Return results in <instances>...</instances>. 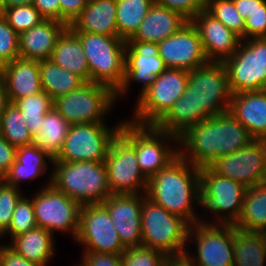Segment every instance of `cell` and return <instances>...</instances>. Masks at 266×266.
Returning a JSON list of instances; mask_svg holds the SVG:
<instances>
[{
  "label": "cell",
  "instance_id": "7",
  "mask_svg": "<svg viewBox=\"0 0 266 266\" xmlns=\"http://www.w3.org/2000/svg\"><path fill=\"white\" fill-rule=\"evenodd\" d=\"M119 134L135 149L141 172L147 179L179 155L178 137L154 125H137L125 119Z\"/></svg>",
  "mask_w": 266,
  "mask_h": 266
},
{
  "label": "cell",
  "instance_id": "24",
  "mask_svg": "<svg viewBox=\"0 0 266 266\" xmlns=\"http://www.w3.org/2000/svg\"><path fill=\"white\" fill-rule=\"evenodd\" d=\"M68 26L56 20H43L19 35V55L23 59H49L59 36Z\"/></svg>",
  "mask_w": 266,
  "mask_h": 266
},
{
  "label": "cell",
  "instance_id": "29",
  "mask_svg": "<svg viewBox=\"0 0 266 266\" xmlns=\"http://www.w3.org/2000/svg\"><path fill=\"white\" fill-rule=\"evenodd\" d=\"M49 59L77 74L85 82H90V72L81 41L69 27L59 36Z\"/></svg>",
  "mask_w": 266,
  "mask_h": 266
},
{
  "label": "cell",
  "instance_id": "3",
  "mask_svg": "<svg viewBox=\"0 0 266 266\" xmlns=\"http://www.w3.org/2000/svg\"><path fill=\"white\" fill-rule=\"evenodd\" d=\"M146 196L190 226L209 220L199 217L195 208L200 201V168L180 155L148 179Z\"/></svg>",
  "mask_w": 266,
  "mask_h": 266
},
{
  "label": "cell",
  "instance_id": "34",
  "mask_svg": "<svg viewBox=\"0 0 266 266\" xmlns=\"http://www.w3.org/2000/svg\"><path fill=\"white\" fill-rule=\"evenodd\" d=\"M154 0H117L118 36L127 41L138 30Z\"/></svg>",
  "mask_w": 266,
  "mask_h": 266
},
{
  "label": "cell",
  "instance_id": "5",
  "mask_svg": "<svg viewBox=\"0 0 266 266\" xmlns=\"http://www.w3.org/2000/svg\"><path fill=\"white\" fill-rule=\"evenodd\" d=\"M190 225L181 217L143 194L141 210L142 244L163 252L168 258H181L187 248Z\"/></svg>",
  "mask_w": 266,
  "mask_h": 266
},
{
  "label": "cell",
  "instance_id": "10",
  "mask_svg": "<svg viewBox=\"0 0 266 266\" xmlns=\"http://www.w3.org/2000/svg\"><path fill=\"white\" fill-rule=\"evenodd\" d=\"M125 120L113 128L107 123H82L70 125L63 146L53 161L105 162L113 140L120 133Z\"/></svg>",
  "mask_w": 266,
  "mask_h": 266
},
{
  "label": "cell",
  "instance_id": "37",
  "mask_svg": "<svg viewBox=\"0 0 266 266\" xmlns=\"http://www.w3.org/2000/svg\"><path fill=\"white\" fill-rule=\"evenodd\" d=\"M206 10L244 40L245 19L238 13L233 0H207Z\"/></svg>",
  "mask_w": 266,
  "mask_h": 266
},
{
  "label": "cell",
  "instance_id": "49",
  "mask_svg": "<svg viewBox=\"0 0 266 266\" xmlns=\"http://www.w3.org/2000/svg\"><path fill=\"white\" fill-rule=\"evenodd\" d=\"M0 253L2 257L3 266H39L20 256L13 249H11L8 244L0 245Z\"/></svg>",
  "mask_w": 266,
  "mask_h": 266
},
{
  "label": "cell",
  "instance_id": "48",
  "mask_svg": "<svg viewBox=\"0 0 266 266\" xmlns=\"http://www.w3.org/2000/svg\"><path fill=\"white\" fill-rule=\"evenodd\" d=\"M32 4L44 19L60 21L59 0H33Z\"/></svg>",
  "mask_w": 266,
  "mask_h": 266
},
{
  "label": "cell",
  "instance_id": "23",
  "mask_svg": "<svg viewBox=\"0 0 266 266\" xmlns=\"http://www.w3.org/2000/svg\"><path fill=\"white\" fill-rule=\"evenodd\" d=\"M228 111L253 139L266 140V90L233 94Z\"/></svg>",
  "mask_w": 266,
  "mask_h": 266
},
{
  "label": "cell",
  "instance_id": "14",
  "mask_svg": "<svg viewBox=\"0 0 266 266\" xmlns=\"http://www.w3.org/2000/svg\"><path fill=\"white\" fill-rule=\"evenodd\" d=\"M50 178L31 198L35 210L37 226L54 232L68 233L75 240L79 227V212L81 205L57 190L52 184V171Z\"/></svg>",
  "mask_w": 266,
  "mask_h": 266
},
{
  "label": "cell",
  "instance_id": "15",
  "mask_svg": "<svg viewBox=\"0 0 266 266\" xmlns=\"http://www.w3.org/2000/svg\"><path fill=\"white\" fill-rule=\"evenodd\" d=\"M105 167L112 194H146L148 179L141 172L136 151L120 134L110 146Z\"/></svg>",
  "mask_w": 266,
  "mask_h": 266
},
{
  "label": "cell",
  "instance_id": "54",
  "mask_svg": "<svg viewBox=\"0 0 266 266\" xmlns=\"http://www.w3.org/2000/svg\"><path fill=\"white\" fill-rule=\"evenodd\" d=\"M0 266H3V264H2V257H1V253H0Z\"/></svg>",
  "mask_w": 266,
  "mask_h": 266
},
{
  "label": "cell",
  "instance_id": "38",
  "mask_svg": "<svg viewBox=\"0 0 266 266\" xmlns=\"http://www.w3.org/2000/svg\"><path fill=\"white\" fill-rule=\"evenodd\" d=\"M36 227L38 226L35 219L32 198L30 196L29 199L27 196L23 195L16 203L8 230L0 238L9 234L12 239L13 237L26 233Z\"/></svg>",
  "mask_w": 266,
  "mask_h": 266
},
{
  "label": "cell",
  "instance_id": "19",
  "mask_svg": "<svg viewBox=\"0 0 266 266\" xmlns=\"http://www.w3.org/2000/svg\"><path fill=\"white\" fill-rule=\"evenodd\" d=\"M167 68L192 71L208 61L197 28L188 21L178 32L158 43Z\"/></svg>",
  "mask_w": 266,
  "mask_h": 266
},
{
  "label": "cell",
  "instance_id": "6",
  "mask_svg": "<svg viewBox=\"0 0 266 266\" xmlns=\"http://www.w3.org/2000/svg\"><path fill=\"white\" fill-rule=\"evenodd\" d=\"M80 39L87 59L90 81L112 88L124 83L126 41L88 32H74Z\"/></svg>",
  "mask_w": 266,
  "mask_h": 266
},
{
  "label": "cell",
  "instance_id": "26",
  "mask_svg": "<svg viewBox=\"0 0 266 266\" xmlns=\"http://www.w3.org/2000/svg\"><path fill=\"white\" fill-rule=\"evenodd\" d=\"M116 11L117 0H89L80 15L68 27L73 32L119 37Z\"/></svg>",
  "mask_w": 266,
  "mask_h": 266
},
{
  "label": "cell",
  "instance_id": "17",
  "mask_svg": "<svg viewBox=\"0 0 266 266\" xmlns=\"http://www.w3.org/2000/svg\"><path fill=\"white\" fill-rule=\"evenodd\" d=\"M208 167L246 188L264 183L266 140L253 139L234 153L216 158Z\"/></svg>",
  "mask_w": 266,
  "mask_h": 266
},
{
  "label": "cell",
  "instance_id": "41",
  "mask_svg": "<svg viewBox=\"0 0 266 266\" xmlns=\"http://www.w3.org/2000/svg\"><path fill=\"white\" fill-rule=\"evenodd\" d=\"M23 191L0 179V237L8 230L16 203Z\"/></svg>",
  "mask_w": 266,
  "mask_h": 266
},
{
  "label": "cell",
  "instance_id": "35",
  "mask_svg": "<svg viewBox=\"0 0 266 266\" xmlns=\"http://www.w3.org/2000/svg\"><path fill=\"white\" fill-rule=\"evenodd\" d=\"M13 104L20 109L28 131L34 136L42 129L41 123L45 114L52 109L53 100L46 92L42 91L35 95L17 99Z\"/></svg>",
  "mask_w": 266,
  "mask_h": 266
},
{
  "label": "cell",
  "instance_id": "13",
  "mask_svg": "<svg viewBox=\"0 0 266 266\" xmlns=\"http://www.w3.org/2000/svg\"><path fill=\"white\" fill-rule=\"evenodd\" d=\"M192 237L195 238L192 242L195 244L196 252H189L186 248L183 256L190 264L233 266V225L198 222L189 228L188 243Z\"/></svg>",
  "mask_w": 266,
  "mask_h": 266
},
{
  "label": "cell",
  "instance_id": "51",
  "mask_svg": "<svg viewBox=\"0 0 266 266\" xmlns=\"http://www.w3.org/2000/svg\"><path fill=\"white\" fill-rule=\"evenodd\" d=\"M10 104L4 81L0 78V123L5 108Z\"/></svg>",
  "mask_w": 266,
  "mask_h": 266
},
{
  "label": "cell",
  "instance_id": "39",
  "mask_svg": "<svg viewBox=\"0 0 266 266\" xmlns=\"http://www.w3.org/2000/svg\"><path fill=\"white\" fill-rule=\"evenodd\" d=\"M2 16L18 35L45 20L32 3L4 8Z\"/></svg>",
  "mask_w": 266,
  "mask_h": 266
},
{
  "label": "cell",
  "instance_id": "22",
  "mask_svg": "<svg viewBox=\"0 0 266 266\" xmlns=\"http://www.w3.org/2000/svg\"><path fill=\"white\" fill-rule=\"evenodd\" d=\"M0 78L5 83L10 103L43 91L39 60L19 57L0 67Z\"/></svg>",
  "mask_w": 266,
  "mask_h": 266
},
{
  "label": "cell",
  "instance_id": "44",
  "mask_svg": "<svg viewBox=\"0 0 266 266\" xmlns=\"http://www.w3.org/2000/svg\"><path fill=\"white\" fill-rule=\"evenodd\" d=\"M266 37V2L262 10H255L246 20L244 28V40Z\"/></svg>",
  "mask_w": 266,
  "mask_h": 266
},
{
  "label": "cell",
  "instance_id": "12",
  "mask_svg": "<svg viewBox=\"0 0 266 266\" xmlns=\"http://www.w3.org/2000/svg\"><path fill=\"white\" fill-rule=\"evenodd\" d=\"M223 63L233 94L266 90V37L241 40Z\"/></svg>",
  "mask_w": 266,
  "mask_h": 266
},
{
  "label": "cell",
  "instance_id": "1",
  "mask_svg": "<svg viewBox=\"0 0 266 266\" xmlns=\"http://www.w3.org/2000/svg\"><path fill=\"white\" fill-rule=\"evenodd\" d=\"M232 95L224 63L209 61L189 72L183 95L154 126L179 137L189 127L227 112Z\"/></svg>",
  "mask_w": 266,
  "mask_h": 266
},
{
  "label": "cell",
  "instance_id": "27",
  "mask_svg": "<svg viewBox=\"0 0 266 266\" xmlns=\"http://www.w3.org/2000/svg\"><path fill=\"white\" fill-rule=\"evenodd\" d=\"M53 160L52 157L34 144L18 147L15 161L2 180L21 189L19 184L22 181L26 179L35 180L38 176L44 175L48 171L47 163L52 164Z\"/></svg>",
  "mask_w": 266,
  "mask_h": 266
},
{
  "label": "cell",
  "instance_id": "45",
  "mask_svg": "<svg viewBox=\"0 0 266 266\" xmlns=\"http://www.w3.org/2000/svg\"><path fill=\"white\" fill-rule=\"evenodd\" d=\"M79 266H122L121 254L83 252Z\"/></svg>",
  "mask_w": 266,
  "mask_h": 266
},
{
  "label": "cell",
  "instance_id": "28",
  "mask_svg": "<svg viewBox=\"0 0 266 266\" xmlns=\"http://www.w3.org/2000/svg\"><path fill=\"white\" fill-rule=\"evenodd\" d=\"M53 237L46 229L36 227L10 239L8 246L28 261L39 266H48L56 251Z\"/></svg>",
  "mask_w": 266,
  "mask_h": 266
},
{
  "label": "cell",
  "instance_id": "31",
  "mask_svg": "<svg viewBox=\"0 0 266 266\" xmlns=\"http://www.w3.org/2000/svg\"><path fill=\"white\" fill-rule=\"evenodd\" d=\"M234 226L244 231L266 233V184L246 189L242 211Z\"/></svg>",
  "mask_w": 266,
  "mask_h": 266
},
{
  "label": "cell",
  "instance_id": "30",
  "mask_svg": "<svg viewBox=\"0 0 266 266\" xmlns=\"http://www.w3.org/2000/svg\"><path fill=\"white\" fill-rule=\"evenodd\" d=\"M233 266H265L266 233L249 232L233 225Z\"/></svg>",
  "mask_w": 266,
  "mask_h": 266
},
{
  "label": "cell",
  "instance_id": "33",
  "mask_svg": "<svg viewBox=\"0 0 266 266\" xmlns=\"http://www.w3.org/2000/svg\"><path fill=\"white\" fill-rule=\"evenodd\" d=\"M42 129L33 136V144L55 159L65 140L70 124L54 108L45 114Z\"/></svg>",
  "mask_w": 266,
  "mask_h": 266
},
{
  "label": "cell",
  "instance_id": "2",
  "mask_svg": "<svg viewBox=\"0 0 266 266\" xmlns=\"http://www.w3.org/2000/svg\"><path fill=\"white\" fill-rule=\"evenodd\" d=\"M251 140L247 129L227 111L189 127L178 137V149L185 161L201 168L240 150Z\"/></svg>",
  "mask_w": 266,
  "mask_h": 266
},
{
  "label": "cell",
  "instance_id": "8",
  "mask_svg": "<svg viewBox=\"0 0 266 266\" xmlns=\"http://www.w3.org/2000/svg\"><path fill=\"white\" fill-rule=\"evenodd\" d=\"M116 100V92L112 88L90 81L55 99L53 107L70 125L104 123Z\"/></svg>",
  "mask_w": 266,
  "mask_h": 266
},
{
  "label": "cell",
  "instance_id": "43",
  "mask_svg": "<svg viewBox=\"0 0 266 266\" xmlns=\"http://www.w3.org/2000/svg\"><path fill=\"white\" fill-rule=\"evenodd\" d=\"M154 2L180 13L190 21L200 11L206 9L207 0H154Z\"/></svg>",
  "mask_w": 266,
  "mask_h": 266
},
{
  "label": "cell",
  "instance_id": "21",
  "mask_svg": "<svg viewBox=\"0 0 266 266\" xmlns=\"http://www.w3.org/2000/svg\"><path fill=\"white\" fill-rule=\"evenodd\" d=\"M190 21L198 30L208 61L223 62L237 50L241 38L206 9Z\"/></svg>",
  "mask_w": 266,
  "mask_h": 266
},
{
  "label": "cell",
  "instance_id": "40",
  "mask_svg": "<svg viewBox=\"0 0 266 266\" xmlns=\"http://www.w3.org/2000/svg\"><path fill=\"white\" fill-rule=\"evenodd\" d=\"M168 259L163 252L143 245L126 248L121 254L122 266H165Z\"/></svg>",
  "mask_w": 266,
  "mask_h": 266
},
{
  "label": "cell",
  "instance_id": "11",
  "mask_svg": "<svg viewBox=\"0 0 266 266\" xmlns=\"http://www.w3.org/2000/svg\"><path fill=\"white\" fill-rule=\"evenodd\" d=\"M189 71L167 68L140 96L134 105L130 122L137 125H155L183 95Z\"/></svg>",
  "mask_w": 266,
  "mask_h": 266
},
{
  "label": "cell",
  "instance_id": "18",
  "mask_svg": "<svg viewBox=\"0 0 266 266\" xmlns=\"http://www.w3.org/2000/svg\"><path fill=\"white\" fill-rule=\"evenodd\" d=\"M167 69L159 54L158 43L127 40L125 49V77L124 83L116 92V99L127 95L131 82L140 83L141 95ZM143 84V85H142Z\"/></svg>",
  "mask_w": 266,
  "mask_h": 266
},
{
  "label": "cell",
  "instance_id": "52",
  "mask_svg": "<svg viewBox=\"0 0 266 266\" xmlns=\"http://www.w3.org/2000/svg\"><path fill=\"white\" fill-rule=\"evenodd\" d=\"M33 0H4L5 8L31 4Z\"/></svg>",
  "mask_w": 266,
  "mask_h": 266
},
{
  "label": "cell",
  "instance_id": "47",
  "mask_svg": "<svg viewBox=\"0 0 266 266\" xmlns=\"http://www.w3.org/2000/svg\"><path fill=\"white\" fill-rule=\"evenodd\" d=\"M17 148L0 134V179L8 172L16 158Z\"/></svg>",
  "mask_w": 266,
  "mask_h": 266
},
{
  "label": "cell",
  "instance_id": "20",
  "mask_svg": "<svg viewBox=\"0 0 266 266\" xmlns=\"http://www.w3.org/2000/svg\"><path fill=\"white\" fill-rule=\"evenodd\" d=\"M142 200L143 194H112L101 203L107 209L125 248L142 244Z\"/></svg>",
  "mask_w": 266,
  "mask_h": 266
},
{
  "label": "cell",
  "instance_id": "16",
  "mask_svg": "<svg viewBox=\"0 0 266 266\" xmlns=\"http://www.w3.org/2000/svg\"><path fill=\"white\" fill-rule=\"evenodd\" d=\"M75 242L84 245V252L122 254L126 250L102 204L81 205Z\"/></svg>",
  "mask_w": 266,
  "mask_h": 266
},
{
  "label": "cell",
  "instance_id": "4",
  "mask_svg": "<svg viewBox=\"0 0 266 266\" xmlns=\"http://www.w3.org/2000/svg\"><path fill=\"white\" fill-rule=\"evenodd\" d=\"M51 184L80 205L101 204L112 195L105 162L53 161Z\"/></svg>",
  "mask_w": 266,
  "mask_h": 266
},
{
  "label": "cell",
  "instance_id": "9",
  "mask_svg": "<svg viewBox=\"0 0 266 266\" xmlns=\"http://www.w3.org/2000/svg\"><path fill=\"white\" fill-rule=\"evenodd\" d=\"M246 187L213 172L208 166L200 168V201L204 210L213 213L210 224L234 225L242 211Z\"/></svg>",
  "mask_w": 266,
  "mask_h": 266
},
{
  "label": "cell",
  "instance_id": "36",
  "mask_svg": "<svg viewBox=\"0 0 266 266\" xmlns=\"http://www.w3.org/2000/svg\"><path fill=\"white\" fill-rule=\"evenodd\" d=\"M0 134L14 147L33 144V136L28 131L20 109L10 103L1 116Z\"/></svg>",
  "mask_w": 266,
  "mask_h": 266
},
{
  "label": "cell",
  "instance_id": "32",
  "mask_svg": "<svg viewBox=\"0 0 266 266\" xmlns=\"http://www.w3.org/2000/svg\"><path fill=\"white\" fill-rule=\"evenodd\" d=\"M40 79L43 91L54 101L78 89L85 81L77 74L55 64L50 59L39 60Z\"/></svg>",
  "mask_w": 266,
  "mask_h": 266
},
{
  "label": "cell",
  "instance_id": "46",
  "mask_svg": "<svg viewBox=\"0 0 266 266\" xmlns=\"http://www.w3.org/2000/svg\"><path fill=\"white\" fill-rule=\"evenodd\" d=\"M89 0H59L60 22L70 26L86 7Z\"/></svg>",
  "mask_w": 266,
  "mask_h": 266
},
{
  "label": "cell",
  "instance_id": "42",
  "mask_svg": "<svg viewBox=\"0 0 266 266\" xmlns=\"http://www.w3.org/2000/svg\"><path fill=\"white\" fill-rule=\"evenodd\" d=\"M19 57V35L0 15V67Z\"/></svg>",
  "mask_w": 266,
  "mask_h": 266
},
{
  "label": "cell",
  "instance_id": "25",
  "mask_svg": "<svg viewBox=\"0 0 266 266\" xmlns=\"http://www.w3.org/2000/svg\"><path fill=\"white\" fill-rule=\"evenodd\" d=\"M188 21L180 13L154 2L138 30L128 40L159 43L178 32Z\"/></svg>",
  "mask_w": 266,
  "mask_h": 266
},
{
  "label": "cell",
  "instance_id": "50",
  "mask_svg": "<svg viewBox=\"0 0 266 266\" xmlns=\"http://www.w3.org/2000/svg\"><path fill=\"white\" fill-rule=\"evenodd\" d=\"M266 0H233L238 13L246 20L255 10H262Z\"/></svg>",
  "mask_w": 266,
  "mask_h": 266
},
{
  "label": "cell",
  "instance_id": "53",
  "mask_svg": "<svg viewBox=\"0 0 266 266\" xmlns=\"http://www.w3.org/2000/svg\"><path fill=\"white\" fill-rule=\"evenodd\" d=\"M5 8L4 0H0V15H2Z\"/></svg>",
  "mask_w": 266,
  "mask_h": 266
}]
</instances>
